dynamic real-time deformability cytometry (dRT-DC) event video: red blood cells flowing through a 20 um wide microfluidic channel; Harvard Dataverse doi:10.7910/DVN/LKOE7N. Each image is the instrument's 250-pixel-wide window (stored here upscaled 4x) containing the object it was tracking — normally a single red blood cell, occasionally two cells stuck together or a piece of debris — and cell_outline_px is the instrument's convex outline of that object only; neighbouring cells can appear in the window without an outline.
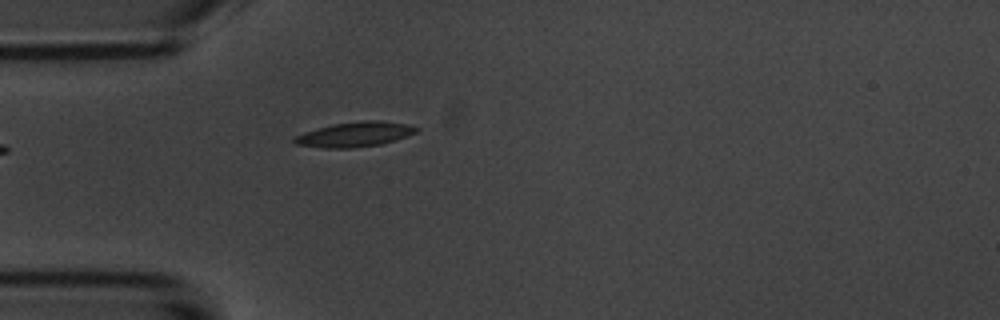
{"species": "common noctule bat (a hibernating species)", "species_latin": "Nyctalus noctula", "temperature_condition": "room temperature", "stored_images_in_passage": 4, "camera_frame_rate_fps": 3000, "um_per_image_px": 0.085, "animal": {"sex": "male", "body_mass_g": 20.1, "forearm_length_mm": 53.5}, "frame": {"image": 1, "passage_image": 4, "time_ms": 4.333, "image_size_px": [1000, 320], "cell_outline_px": [[420, 128], [416, 132], [380, 144], [352, 148], [324, 148], [296, 144], [292, 140], [296, 136], [304, 132], [332, 124], [364, 120], [380, 120], [408, 124]], "centroid_in_image_um": [30.14, 11.41], "position_along_channel_um": 54.9, "area_um2": 17.46}}